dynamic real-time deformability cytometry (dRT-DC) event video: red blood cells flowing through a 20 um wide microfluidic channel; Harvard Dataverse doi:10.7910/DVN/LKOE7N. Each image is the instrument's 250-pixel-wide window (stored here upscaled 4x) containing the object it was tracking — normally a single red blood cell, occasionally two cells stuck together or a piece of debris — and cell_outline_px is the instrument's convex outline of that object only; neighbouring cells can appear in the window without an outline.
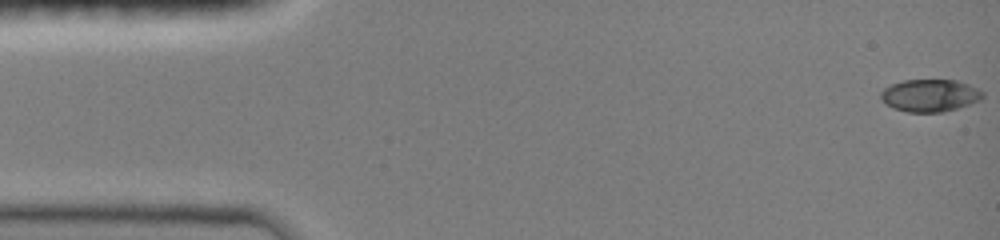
{"species": "common noctule bat (a hibernating species)", "species_latin": "Nyctalus noctula", "temperature_condition": "room temperature", "stored_images_in_passage": 10, "camera_frame_rate_fps": 3000, "um_per_image_px": 0.085, "animal": {"sex": "female", "body_mass_g": 19.0, "forearm_length_mm": 51.5}, "frame": {"image": 1, "passage_image": 1, "time_ms": 0.0, "image_size_px": [1000, 240], "cell_outline_px": [[984, 96], [980, 100], [944, 112], [908, 112], [892, 108], [884, 104], [880, 100], [880, 92], [884, 88], [892, 84], [904, 80], [956, 80], [968, 84], [984, 92]], "centroid_in_image_um": [79.0, 8.12], "position_along_channel_um": 6.0, "area_um2": 19.31}}
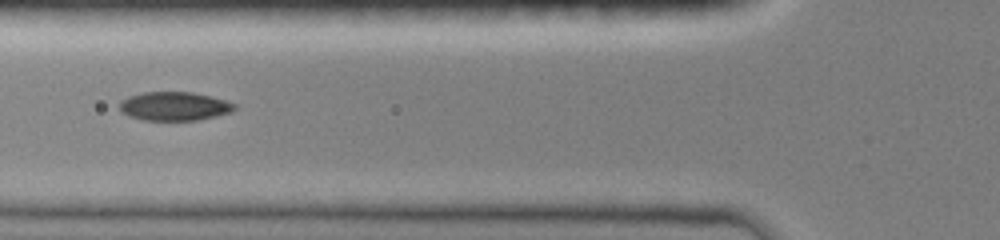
{"frame": {"image": 2, "passage_image": 7, "time_ms": 2.0, "image_size_px": [1000, 240], "cell_outline_px": [[236, 108], [232, 112], [216, 116], [196, 120], [144, 120], [128, 116], [120, 112], [120, 100], [128, 96], [144, 92], [192, 92], [224, 100], [236, 104]], "centroid_in_image_um": [14.79, 9.03], "position_along_channel_um": 111.0, "area_um2": 19.25}}
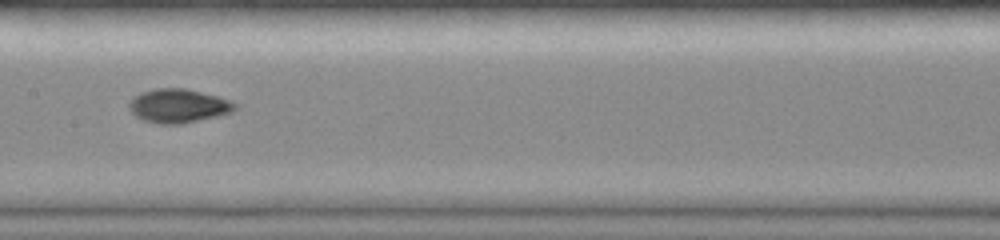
{"frame": {"image": 3, "passage_image": 9, "time_ms": 2.667, "image_size_px": [1000, 240], "cell_outline_px": [[236, 108], [232, 112], [216, 116], [180, 124], [160, 124], [144, 120], [136, 116], [128, 108], [128, 104], [140, 92], [156, 88], [184, 88], [216, 96], [228, 100], [236, 104]], "centroid_in_image_um": [15.13, 8.99], "position_along_channel_um": 192.3, "area_um2": 20.52}}